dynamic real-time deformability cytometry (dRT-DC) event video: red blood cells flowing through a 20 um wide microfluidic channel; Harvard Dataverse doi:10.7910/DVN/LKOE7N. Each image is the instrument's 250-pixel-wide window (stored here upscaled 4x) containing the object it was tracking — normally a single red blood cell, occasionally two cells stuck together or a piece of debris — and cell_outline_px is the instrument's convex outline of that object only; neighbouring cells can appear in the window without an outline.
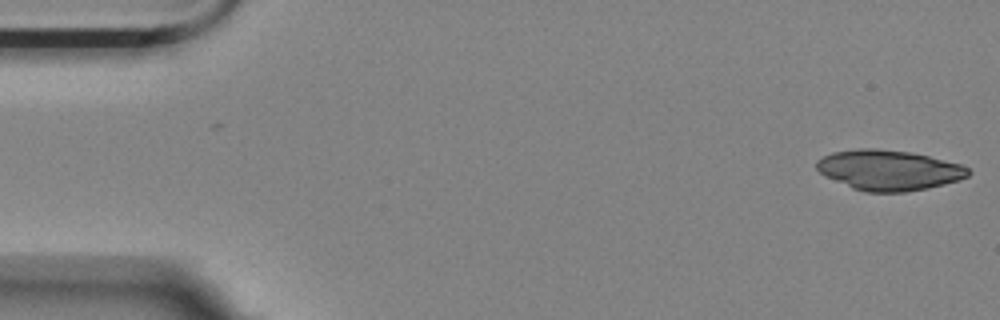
{"species": "Egyptian fruit bat (a non-hibernating species)", "species_latin": "Rousettus aegyptiacus", "temperature_condition": "room temperature", "stored_images_in_passage": 5, "camera_frame_rate_fps": 3000, "um_per_image_px": 0.085, "animal": {"sex": "female"}, "frame": {"image": 1, "passage_image": 1, "time_ms": 0.0, "image_size_px": [1000, 320], "cell_outline_px": [[972, 172], [968, 176], [960, 180], [944, 184], [904, 192], [868, 192], [852, 188], [824, 176], [816, 168], [816, 160], [832, 152], [856, 148], [876, 148], [908, 152], [928, 156], [964, 164]], "centroid_in_image_um": [75.55, 14.45], "position_along_channel_um": 9.5, "area_um2": 35.66}}